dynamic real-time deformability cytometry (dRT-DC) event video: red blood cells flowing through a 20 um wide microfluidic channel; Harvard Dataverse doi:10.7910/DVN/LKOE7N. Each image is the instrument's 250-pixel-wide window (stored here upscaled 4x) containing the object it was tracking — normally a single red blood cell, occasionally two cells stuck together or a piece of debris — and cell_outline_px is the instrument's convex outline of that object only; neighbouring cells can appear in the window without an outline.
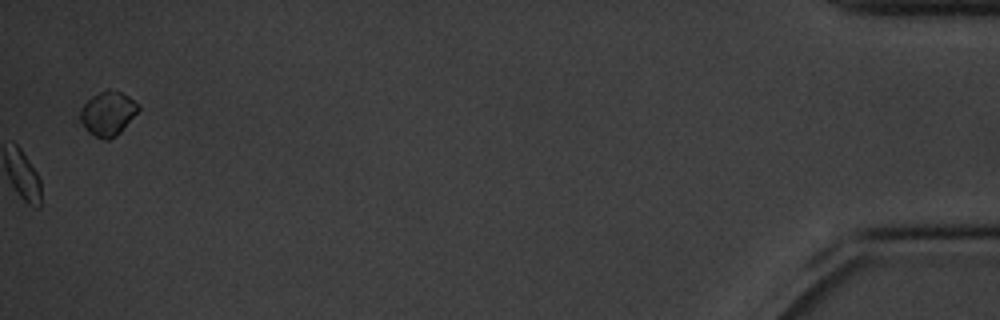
{"species": "common noctule bat (a hibernating species)", "species_latin": "Nyctalus noctula", "temperature_condition": "cold", "stored_images_in_passage": 60, "camera_frame_rate_fps": 3000, "um_per_image_px": 0.085, "animal": {"sex": "male", "body_mass_g": 20.1, "forearm_length_mm": 53.5}, "frame": {"image": 1, "passage_image": 60, "time_ms": 19.667, "image_size_px": [1000, 320], "cell_outline_px": [[140, 108], [120, 132], [108, 140], [104, 140], [88, 132], [84, 128], [80, 120], [80, 108], [92, 96], [108, 88], [120, 92], [128, 96], [140, 104]], "centroid_in_image_um": [9.16, 9.63], "position_along_channel_um": 426.0, "area_um2": 14.85}, "authors_computed_cell_mechanics": {"area_um2": 11.3866, "velocity_mm_per_s": 3.3491, "shape_relaxation_time_tau1_ms": 1.7668, "shape_relaxation_time_tau2_ms": null, "deformation_change_tau1": 0.0642, "deformation_change_tau2": null}}